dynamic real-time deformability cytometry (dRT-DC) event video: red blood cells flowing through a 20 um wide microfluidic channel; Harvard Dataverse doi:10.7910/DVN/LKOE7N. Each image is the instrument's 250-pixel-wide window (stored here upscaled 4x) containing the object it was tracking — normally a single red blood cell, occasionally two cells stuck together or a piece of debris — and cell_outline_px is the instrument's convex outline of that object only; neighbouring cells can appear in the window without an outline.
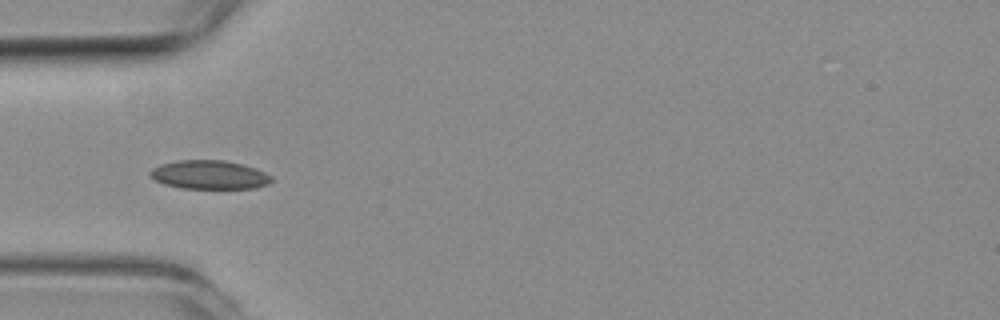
{"species": "common noctule bat (a hibernating species)", "species_latin": "Nyctalus noctula", "temperature_condition": "room temperature", "stored_images_in_passage": 23, "camera_frame_rate_fps": 3000, "um_per_image_px": 0.085, "animal": {"sex": "female", "body_mass_g": 19.3, "forearm_length_mm": 54.1}, "frame": {"image": 1, "passage_image": 1, "time_ms": 0.0, "image_size_px": [1000, 320], "cell_outline_px": [[272, 180], [268, 184], [256, 188], [180, 188], [164, 184], [148, 176], [148, 172], [152, 168], [160, 164], [176, 160], [224, 160], [256, 168], [272, 176]], "centroid_in_image_um": [17.76, 14.85], "position_along_channel_um": 67.2, "area_um2": 20.4}}
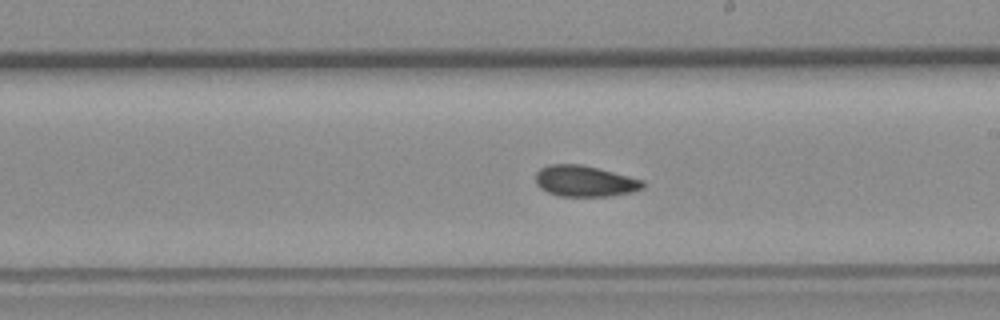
{"frame": {"image": 2, "passage_image": 14, "time_ms": 4.333, "image_size_px": [1000, 320], "cell_outline_px": [[644, 188], [632, 192], [612, 196], [560, 196], [548, 192], [540, 188], [536, 184], [536, 172], [540, 168], [548, 164], [580, 164], [644, 180]], "centroid_in_image_um": [49.69, 15.4], "position_along_channel_um": 239.3, "area_um2": 19.36}}
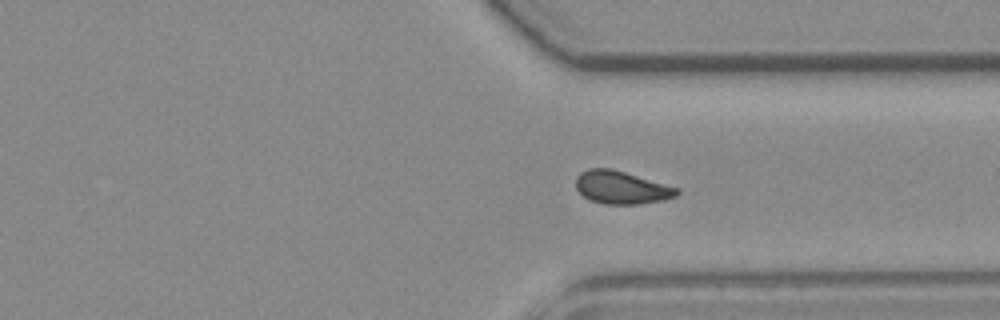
{"frame": {"image": 3, "passage_image": 23, "time_ms": 7.333, "image_size_px": [1000, 320], "cell_outline_px": [[680, 192], [676, 196], [664, 200], [636, 204], [604, 204], [588, 200], [576, 188], [576, 176], [580, 172], [588, 168], [612, 168], [680, 188]], "centroid_in_image_um": [52.82, 15.93], "position_along_channel_um": 358.6, "area_um2": 19.54}}